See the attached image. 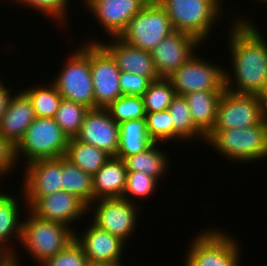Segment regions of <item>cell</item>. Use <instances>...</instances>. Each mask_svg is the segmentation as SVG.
I'll use <instances>...</instances> for the list:
<instances>
[{
	"instance_id": "6da1fadb",
	"label": "cell",
	"mask_w": 267,
	"mask_h": 266,
	"mask_svg": "<svg viewBox=\"0 0 267 266\" xmlns=\"http://www.w3.org/2000/svg\"><path fill=\"white\" fill-rule=\"evenodd\" d=\"M237 14L239 16H233L226 34L229 35L226 45L232 69H224L225 89L240 94H258L267 82L266 36L262 37L256 23L247 19L249 17Z\"/></svg>"
},
{
	"instance_id": "7a4b0ae2",
	"label": "cell",
	"mask_w": 267,
	"mask_h": 266,
	"mask_svg": "<svg viewBox=\"0 0 267 266\" xmlns=\"http://www.w3.org/2000/svg\"><path fill=\"white\" fill-rule=\"evenodd\" d=\"M205 143L232 162H263L267 159V120L246 128L212 130Z\"/></svg>"
},
{
	"instance_id": "3957f363",
	"label": "cell",
	"mask_w": 267,
	"mask_h": 266,
	"mask_svg": "<svg viewBox=\"0 0 267 266\" xmlns=\"http://www.w3.org/2000/svg\"><path fill=\"white\" fill-rule=\"evenodd\" d=\"M222 1L224 3L225 0H157L175 31L189 33L202 43L218 25L216 23L222 20Z\"/></svg>"
},
{
	"instance_id": "277c9868",
	"label": "cell",
	"mask_w": 267,
	"mask_h": 266,
	"mask_svg": "<svg viewBox=\"0 0 267 266\" xmlns=\"http://www.w3.org/2000/svg\"><path fill=\"white\" fill-rule=\"evenodd\" d=\"M26 212L19 245L40 266L74 240V231L67 225L41 219L29 209Z\"/></svg>"
},
{
	"instance_id": "5b68a950",
	"label": "cell",
	"mask_w": 267,
	"mask_h": 266,
	"mask_svg": "<svg viewBox=\"0 0 267 266\" xmlns=\"http://www.w3.org/2000/svg\"><path fill=\"white\" fill-rule=\"evenodd\" d=\"M75 48L62 70L57 71L53 81L63 99L83 104L95 109L94 88L91 75V42H82Z\"/></svg>"
},
{
	"instance_id": "8992f818",
	"label": "cell",
	"mask_w": 267,
	"mask_h": 266,
	"mask_svg": "<svg viewBox=\"0 0 267 266\" xmlns=\"http://www.w3.org/2000/svg\"><path fill=\"white\" fill-rule=\"evenodd\" d=\"M68 140L54 118L36 117L14 147L15 161L18 165L22 157L26 165L38 159L63 157Z\"/></svg>"
},
{
	"instance_id": "52a82bcc",
	"label": "cell",
	"mask_w": 267,
	"mask_h": 266,
	"mask_svg": "<svg viewBox=\"0 0 267 266\" xmlns=\"http://www.w3.org/2000/svg\"><path fill=\"white\" fill-rule=\"evenodd\" d=\"M217 228V229H216ZM189 243L185 257L194 266H241V245L226 230L203 229Z\"/></svg>"
},
{
	"instance_id": "ba28073f",
	"label": "cell",
	"mask_w": 267,
	"mask_h": 266,
	"mask_svg": "<svg viewBox=\"0 0 267 266\" xmlns=\"http://www.w3.org/2000/svg\"><path fill=\"white\" fill-rule=\"evenodd\" d=\"M174 30L166 11L157 1L148 2L119 36L129 45L152 51Z\"/></svg>"
},
{
	"instance_id": "9c48e42d",
	"label": "cell",
	"mask_w": 267,
	"mask_h": 266,
	"mask_svg": "<svg viewBox=\"0 0 267 266\" xmlns=\"http://www.w3.org/2000/svg\"><path fill=\"white\" fill-rule=\"evenodd\" d=\"M140 209L138 204L123 198L99 199L88 206V215H93L91 222L98 228L128 242L139 226Z\"/></svg>"
},
{
	"instance_id": "30bf717a",
	"label": "cell",
	"mask_w": 267,
	"mask_h": 266,
	"mask_svg": "<svg viewBox=\"0 0 267 266\" xmlns=\"http://www.w3.org/2000/svg\"><path fill=\"white\" fill-rule=\"evenodd\" d=\"M195 54L187 63L174 71L168 80L178 95L195 91H224V69L226 67L209 62ZM218 66V67H217Z\"/></svg>"
},
{
	"instance_id": "8fae6325",
	"label": "cell",
	"mask_w": 267,
	"mask_h": 266,
	"mask_svg": "<svg viewBox=\"0 0 267 266\" xmlns=\"http://www.w3.org/2000/svg\"><path fill=\"white\" fill-rule=\"evenodd\" d=\"M264 119L257 94H240L224 90L213 130L246 128Z\"/></svg>"
},
{
	"instance_id": "7c38bea8",
	"label": "cell",
	"mask_w": 267,
	"mask_h": 266,
	"mask_svg": "<svg viewBox=\"0 0 267 266\" xmlns=\"http://www.w3.org/2000/svg\"><path fill=\"white\" fill-rule=\"evenodd\" d=\"M24 168V181L20 186L27 209L40 197L62 191V157L34 160Z\"/></svg>"
},
{
	"instance_id": "4fadbf2b",
	"label": "cell",
	"mask_w": 267,
	"mask_h": 266,
	"mask_svg": "<svg viewBox=\"0 0 267 266\" xmlns=\"http://www.w3.org/2000/svg\"><path fill=\"white\" fill-rule=\"evenodd\" d=\"M120 70L111 54L99 43L91 42V75L95 108H106L122 96Z\"/></svg>"
},
{
	"instance_id": "5bb4252c",
	"label": "cell",
	"mask_w": 267,
	"mask_h": 266,
	"mask_svg": "<svg viewBox=\"0 0 267 266\" xmlns=\"http://www.w3.org/2000/svg\"><path fill=\"white\" fill-rule=\"evenodd\" d=\"M201 44L204 43L184 31H173L162 40L150 51L160 78H168L182 64L187 63Z\"/></svg>"
},
{
	"instance_id": "9a60e30c",
	"label": "cell",
	"mask_w": 267,
	"mask_h": 266,
	"mask_svg": "<svg viewBox=\"0 0 267 266\" xmlns=\"http://www.w3.org/2000/svg\"><path fill=\"white\" fill-rule=\"evenodd\" d=\"M82 3L109 37H119L147 0H83Z\"/></svg>"
},
{
	"instance_id": "2e32d148",
	"label": "cell",
	"mask_w": 267,
	"mask_h": 266,
	"mask_svg": "<svg viewBox=\"0 0 267 266\" xmlns=\"http://www.w3.org/2000/svg\"><path fill=\"white\" fill-rule=\"evenodd\" d=\"M89 223L81 235L74 231V239L81 246L88 262L121 264L126 242L98 228L91 221Z\"/></svg>"
},
{
	"instance_id": "e0dca14e",
	"label": "cell",
	"mask_w": 267,
	"mask_h": 266,
	"mask_svg": "<svg viewBox=\"0 0 267 266\" xmlns=\"http://www.w3.org/2000/svg\"><path fill=\"white\" fill-rule=\"evenodd\" d=\"M75 138L115 157L119 144V124L111 118L106 108L90 109Z\"/></svg>"
},
{
	"instance_id": "ac0fdd59",
	"label": "cell",
	"mask_w": 267,
	"mask_h": 266,
	"mask_svg": "<svg viewBox=\"0 0 267 266\" xmlns=\"http://www.w3.org/2000/svg\"><path fill=\"white\" fill-rule=\"evenodd\" d=\"M29 210L41 219L67 225L73 231L72 225L88 215V206L64 190L40 197Z\"/></svg>"
},
{
	"instance_id": "d6986e66",
	"label": "cell",
	"mask_w": 267,
	"mask_h": 266,
	"mask_svg": "<svg viewBox=\"0 0 267 266\" xmlns=\"http://www.w3.org/2000/svg\"><path fill=\"white\" fill-rule=\"evenodd\" d=\"M108 38L113 40L100 42L87 37L88 41L85 42H99L114 58L120 71L138 74L146 77L150 82L160 79L150 51L131 46L120 37Z\"/></svg>"
},
{
	"instance_id": "ffe728a7",
	"label": "cell",
	"mask_w": 267,
	"mask_h": 266,
	"mask_svg": "<svg viewBox=\"0 0 267 266\" xmlns=\"http://www.w3.org/2000/svg\"><path fill=\"white\" fill-rule=\"evenodd\" d=\"M1 190V188H0ZM22 190H20V199L17 194L14 195L13 193L9 194L6 191H0V249L11 259L14 255H16V251L12 246V238H15L20 244L21 240V233H22V222L21 219L23 213H27V205L24 201V195ZM23 198V199H21ZM19 199V200H18ZM22 201V202H21ZM24 208H22V204ZM25 204V205H24ZM25 209V210H23ZM23 210V211H21ZM21 213V214H20ZM20 217V218H19ZM12 237V238H11ZM11 243H10V242Z\"/></svg>"
},
{
	"instance_id": "44dd1931",
	"label": "cell",
	"mask_w": 267,
	"mask_h": 266,
	"mask_svg": "<svg viewBox=\"0 0 267 266\" xmlns=\"http://www.w3.org/2000/svg\"><path fill=\"white\" fill-rule=\"evenodd\" d=\"M35 118L31 101L22 91L17 90L10 98L7 110L0 121V135L15 147Z\"/></svg>"
},
{
	"instance_id": "7402d4cb",
	"label": "cell",
	"mask_w": 267,
	"mask_h": 266,
	"mask_svg": "<svg viewBox=\"0 0 267 266\" xmlns=\"http://www.w3.org/2000/svg\"><path fill=\"white\" fill-rule=\"evenodd\" d=\"M127 170L122 159H110L93 175L94 201L122 198L126 188Z\"/></svg>"
},
{
	"instance_id": "603a6c76",
	"label": "cell",
	"mask_w": 267,
	"mask_h": 266,
	"mask_svg": "<svg viewBox=\"0 0 267 266\" xmlns=\"http://www.w3.org/2000/svg\"><path fill=\"white\" fill-rule=\"evenodd\" d=\"M224 91H195L184 95L195 126L207 136L215 127Z\"/></svg>"
},
{
	"instance_id": "cb8c5ba5",
	"label": "cell",
	"mask_w": 267,
	"mask_h": 266,
	"mask_svg": "<svg viewBox=\"0 0 267 266\" xmlns=\"http://www.w3.org/2000/svg\"><path fill=\"white\" fill-rule=\"evenodd\" d=\"M161 143H153L143 152L127 156L123 159L127 172H143L157 181H160L163 176L169 171L170 158L164 153V149L158 147ZM161 149V150H160ZM168 155V156H167Z\"/></svg>"
},
{
	"instance_id": "d4e9b609",
	"label": "cell",
	"mask_w": 267,
	"mask_h": 266,
	"mask_svg": "<svg viewBox=\"0 0 267 266\" xmlns=\"http://www.w3.org/2000/svg\"><path fill=\"white\" fill-rule=\"evenodd\" d=\"M153 143L148 135L145 118L121 122L118 151L115 157L123 160L127 156L143 152Z\"/></svg>"
},
{
	"instance_id": "484cf974",
	"label": "cell",
	"mask_w": 267,
	"mask_h": 266,
	"mask_svg": "<svg viewBox=\"0 0 267 266\" xmlns=\"http://www.w3.org/2000/svg\"><path fill=\"white\" fill-rule=\"evenodd\" d=\"M168 111L171 115V120L173 121V143H178L183 141H195V139H200L199 141L205 142L206 136L195 126L188 103L183 95L176 94L169 107ZM190 140V141H189Z\"/></svg>"
},
{
	"instance_id": "4316f807",
	"label": "cell",
	"mask_w": 267,
	"mask_h": 266,
	"mask_svg": "<svg viewBox=\"0 0 267 266\" xmlns=\"http://www.w3.org/2000/svg\"><path fill=\"white\" fill-rule=\"evenodd\" d=\"M64 157L93 176L111 156L94 145L70 138Z\"/></svg>"
},
{
	"instance_id": "83f0119b",
	"label": "cell",
	"mask_w": 267,
	"mask_h": 266,
	"mask_svg": "<svg viewBox=\"0 0 267 266\" xmlns=\"http://www.w3.org/2000/svg\"><path fill=\"white\" fill-rule=\"evenodd\" d=\"M62 190L80 198L87 206L94 201L93 176L62 157Z\"/></svg>"
},
{
	"instance_id": "f1b7e54d",
	"label": "cell",
	"mask_w": 267,
	"mask_h": 266,
	"mask_svg": "<svg viewBox=\"0 0 267 266\" xmlns=\"http://www.w3.org/2000/svg\"><path fill=\"white\" fill-rule=\"evenodd\" d=\"M47 84L38 83L21 90L31 101L35 117L54 118L63 99L52 82Z\"/></svg>"
},
{
	"instance_id": "f546056e",
	"label": "cell",
	"mask_w": 267,
	"mask_h": 266,
	"mask_svg": "<svg viewBox=\"0 0 267 266\" xmlns=\"http://www.w3.org/2000/svg\"><path fill=\"white\" fill-rule=\"evenodd\" d=\"M90 110L87 106L71 100L62 99L54 120L61 127L63 133L70 138H75L83 123L85 115Z\"/></svg>"
},
{
	"instance_id": "4dcf8cb0",
	"label": "cell",
	"mask_w": 267,
	"mask_h": 266,
	"mask_svg": "<svg viewBox=\"0 0 267 266\" xmlns=\"http://www.w3.org/2000/svg\"><path fill=\"white\" fill-rule=\"evenodd\" d=\"M175 95V89L167 78L151 82L142 95L146 113L167 110Z\"/></svg>"
},
{
	"instance_id": "1f68e13d",
	"label": "cell",
	"mask_w": 267,
	"mask_h": 266,
	"mask_svg": "<svg viewBox=\"0 0 267 266\" xmlns=\"http://www.w3.org/2000/svg\"><path fill=\"white\" fill-rule=\"evenodd\" d=\"M158 185L160 184L154 177L143 172H127L126 188L122 198L141 206L142 204L137 201L141 199L142 202L144 198L154 195Z\"/></svg>"
},
{
	"instance_id": "d6a6232c",
	"label": "cell",
	"mask_w": 267,
	"mask_h": 266,
	"mask_svg": "<svg viewBox=\"0 0 267 266\" xmlns=\"http://www.w3.org/2000/svg\"><path fill=\"white\" fill-rule=\"evenodd\" d=\"M106 109L109 111L111 118L118 124L133 119H143L146 116L142 96L122 95Z\"/></svg>"
},
{
	"instance_id": "836d02e7",
	"label": "cell",
	"mask_w": 267,
	"mask_h": 266,
	"mask_svg": "<svg viewBox=\"0 0 267 266\" xmlns=\"http://www.w3.org/2000/svg\"><path fill=\"white\" fill-rule=\"evenodd\" d=\"M9 3L17 4L19 6L28 7L29 9L39 11L42 15H46L47 18L55 21L56 25L67 24L69 0H8ZM63 23V24H61Z\"/></svg>"
},
{
	"instance_id": "e575fe53",
	"label": "cell",
	"mask_w": 267,
	"mask_h": 266,
	"mask_svg": "<svg viewBox=\"0 0 267 266\" xmlns=\"http://www.w3.org/2000/svg\"><path fill=\"white\" fill-rule=\"evenodd\" d=\"M146 128L148 135L154 143L166 144L173 140V121L167 110L160 112H147Z\"/></svg>"
},
{
	"instance_id": "d590c367",
	"label": "cell",
	"mask_w": 267,
	"mask_h": 266,
	"mask_svg": "<svg viewBox=\"0 0 267 266\" xmlns=\"http://www.w3.org/2000/svg\"><path fill=\"white\" fill-rule=\"evenodd\" d=\"M87 263L88 260L81 246L74 239L61 252L40 266H86Z\"/></svg>"
},
{
	"instance_id": "8d00e7d4",
	"label": "cell",
	"mask_w": 267,
	"mask_h": 266,
	"mask_svg": "<svg viewBox=\"0 0 267 266\" xmlns=\"http://www.w3.org/2000/svg\"><path fill=\"white\" fill-rule=\"evenodd\" d=\"M151 82L134 73L120 72L119 84L122 95L142 96Z\"/></svg>"
},
{
	"instance_id": "74e56055",
	"label": "cell",
	"mask_w": 267,
	"mask_h": 266,
	"mask_svg": "<svg viewBox=\"0 0 267 266\" xmlns=\"http://www.w3.org/2000/svg\"><path fill=\"white\" fill-rule=\"evenodd\" d=\"M16 165L14 147L0 135V179L11 176L10 173L16 169Z\"/></svg>"
},
{
	"instance_id": "f35d334b",
	"label": "cell",
	"mask_w": 267,
	"mask_h": 266,
	"mask_svg": "<svg viewBox=\"0 0 267 266\" xmlns=\"http://www.w3.org/2000/svg\"><path fill=\"white\" fill-rule=\"evenodd\" d=\"M0 79V121L2 117L4 116V113L7 110L10 98L13 96V90L12 88L5 86V83H3ZM12 92V93H11Z\"/></svg>"
},
{
	"instance_id": "ab89813d",
	"label": "cell",
	"mask_w": 267,
	"mask_h": 266,
	"mask_svg": "<svg viewBox=\"0 0 267 266\" xmlns=\"http://www.w3.org/2000/svg\"><path fill=\"white\" fill-rule=\"evenodd\" d=\"M259 102L261 104L262 113L264 119L267 120V82L263 86L262 90L257 94Z\"/></svg>"
},
{
	"instance_id": "60d3db41",
	"label": "cell",
	"mask_w": 267,
	"mask_h": 266,
	"mask_svg": "<svg viewBox=\"0 0 267 266\" xmlns=\"http://www.w3.org/2000/svg\"><path fill=\"white\" fill-rule=\"evenodd\" d=\"M10 262V258L0 249V266H6Z\"/></svg>"
},
{
	"instance_id": "b9f144b4",
	"label": "cell",
	"mask_w": 267,
	"mask_h": 266,
	"mask_svg": "<svg viewBox=\"0 0 267 266\" xmlns=\"http://www.w3.org/2000/svg\"><path fill=\"white\" fill-rule=\"evenodd\" d=\"M19 261H20V257H18V253H17L10 259V262L6 266H19V265L23 266L19 264L20 263Z\"/></svg>"
},
{
	"instance_id": "7bdbcfd3",
	"label": "cell",
	"mask_w": 267,
	"mask_h": 266,
	"mask_svg": "<svg viewBox=\"0 0 267 266\" xmlns=\"http://www.w3.org/2000/svg\"><path fill=\"white\" fill-rule=\"evenodd\" d=\"M86 266H125V265H123V263L114 264V263H92V262H88Z\"/></svg>"
},
{
	"instance_id": "ee69618b",
	"label": "cell",
	"mask_w": 267,
	"mask_h": 266,
	"mask_svg": "<svg viewBox=\"0 0 267 266\" xmlns=\"http://www.w3.org/2000/svg\"><path fill=\"white\" fill-rule=\"evenodd\" d=\"M184 260L185 261H183V263H185V264H183V266H194L186 257Z\"/></svg>"
},
{
	"instance_id": "f6af8a7d",
	"label": "cell",
	"mask_w": 267,
	"mask_h": 266,
	"mask_svg": "<svg viewBox=\"0 0 267 266\" xmlns=\"http://www.w3.org/2000/svg\"><path fill=\"white\" fill-rule=\"evenodd\" d=\"M257 1V0H256ZM260 1V2H259ZM262 1V2H261ZM257 2H259V3H264V5H265V3H266V5H267V0H258Z\"/></svg>"
}]
</instances>
